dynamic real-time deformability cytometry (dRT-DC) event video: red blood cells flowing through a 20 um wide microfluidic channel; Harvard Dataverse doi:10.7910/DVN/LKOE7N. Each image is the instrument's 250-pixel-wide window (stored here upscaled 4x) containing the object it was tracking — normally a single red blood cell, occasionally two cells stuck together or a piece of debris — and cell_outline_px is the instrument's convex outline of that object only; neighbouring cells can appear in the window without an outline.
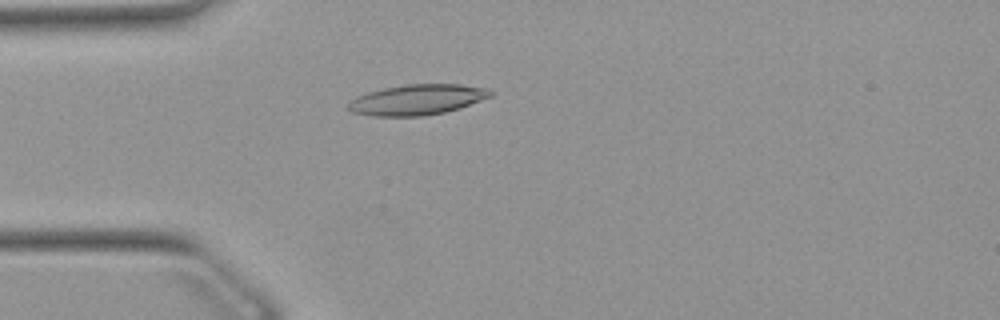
{"species": "Egyptian fruit bat (a non-hibernating species)", "species_latin": "Rousettus aegyptiacus", "temperature_condition": "warm", "stored_images_in_passage": 47, "camera_frame_rate_fps": 3000, "um_per_image_px": 0.085, "animal": {"sex": "female"}, "frame": {"image": 1, "passage_image": 9, "time_ms": 2.667, "image_size_px": [1000, 320], "cell_outline_px": [[492, 96], [460, 108], [444, 112], [424, 116], [372, 116], [352, 112], [348, 108], [348, 104], [356, 96], [368, 92], [384, 88], [404, 84], [460, 84], [484, 88], [492, 92]], "centroid_in_image_um": [35.44, 8.47], "position_along_channel_um": 49.6, "area_um2": 25.14}}
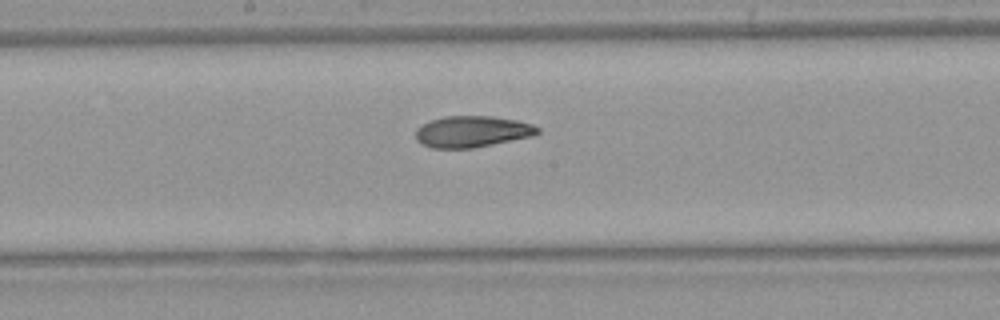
{"frame": {"image": 2, "passage_image": 22, "time_ms": 7.0, "image_size_px": [1000, 320], "cell_outline_px": [[540, 132], [532, 136], [472, 148], [432, 148], [420, 144], [416, 140], [416, 128], [432, 120], [444, 116], [492, 116], [516, 120], [532, 124], [540, 128]], "centroid_in_image_um": [40.12, 11.18], "position_along_channel_um": 208.1, "area_um2": 22.2}}
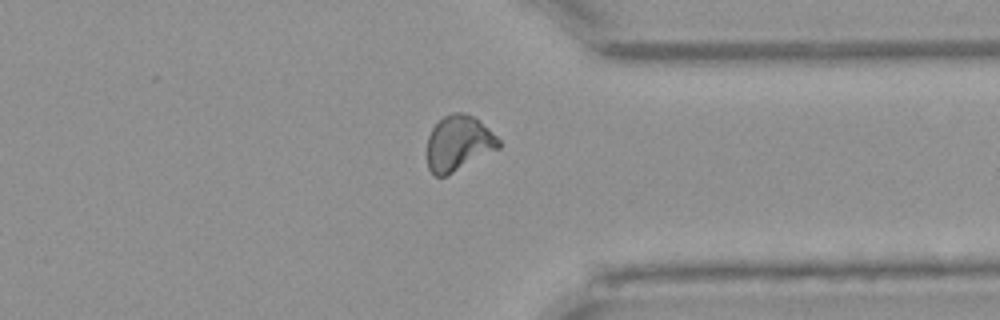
{"frame": {"image": 3, "passage_image": 35, "time_ms": 11.333, "image_size_px": [1000, 320], "cell_outline_px": [[500, 148], [444, 176], [436, 176], [428, 168], [428, 136], [432, 128], [444, 116], [452, 112], [464, 112], [472, 116], [488, 128], [500, 140]], "centroid_in_image_um": [38.97, 12.16], "position_along_channel_um": 372.4, "area_um2": 22.66}, "authors_computed_cell_mechanics": {"area_um2": 22.8888, "velocity_mm_per_s": 3.8884, "shape_relaxation_time_tau1_ms": null, "shape_relaxation_time_tau2_ms": 2.923, "deformation_change_tau1": null, "deformation_change_tau2": 0.0972}}